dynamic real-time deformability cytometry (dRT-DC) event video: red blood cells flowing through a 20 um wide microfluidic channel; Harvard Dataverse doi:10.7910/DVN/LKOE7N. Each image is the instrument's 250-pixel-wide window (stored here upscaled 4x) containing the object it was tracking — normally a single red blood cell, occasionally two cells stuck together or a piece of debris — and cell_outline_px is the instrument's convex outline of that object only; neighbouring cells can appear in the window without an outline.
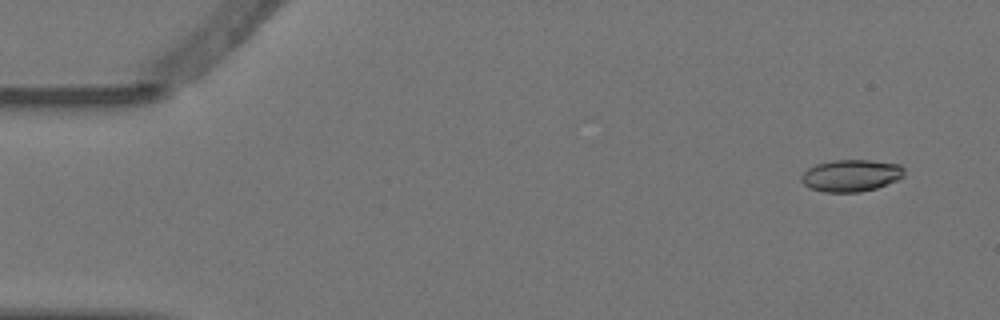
{"species": "Egyptian fruit bat (a non-hibernating species)", "species_latin": "Rousettus aegyptiacus", "temperature_condition": "warm", "stored_images_in_passage": 8, "camera_frame_rate_fps": 3000, "um_per_image_px": 0.085, "animal": {"sex": "female"}, "frame": {"image": 1, "passage_image": 1, "time_ms": 0.0, "image_size_px": [1000, 320], "cell_outline_px": [[904, 176], [900, 180], [876, 188], [860, 192], [824, 192], [808, 188], [800, 180], [800, 176], [808, 168], [816, 164], [832, 160], [872, 160], [900, 164], [904, 168]], "centroid_in_image_um": [72.35, 14.92], "position_along_channel_um": 12.6, "area_um2": 19.48}}
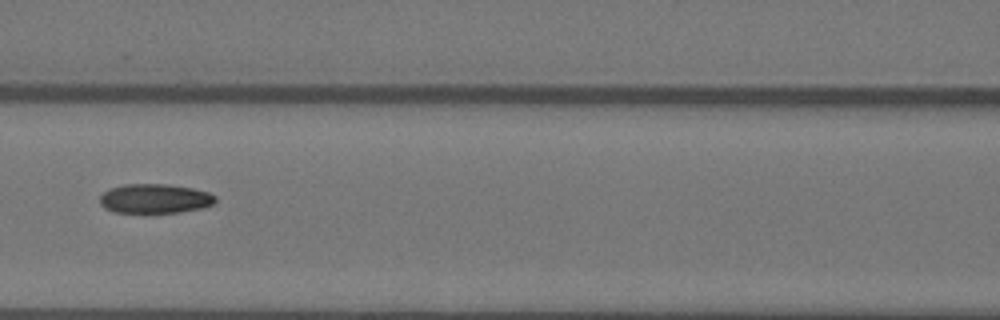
{"frame": {"image": 2, "passage_image": 7, "time_ms": 2.0, "image_size_px": [1000, 320], "cell_outline_px": [[216, 200], [212, 204], [204, 208], [180, 212], [144, 216], [112, 212], [104, 208], [100, 204], [100, 196], [108, 188], [124, 184], [168, 184], [192, 188], [208, 192], [216, 196]], "centroid_in_image_um": [13.11, 16.93], "position_along_channel_um": 153.5, "area_um2": 20.87}}
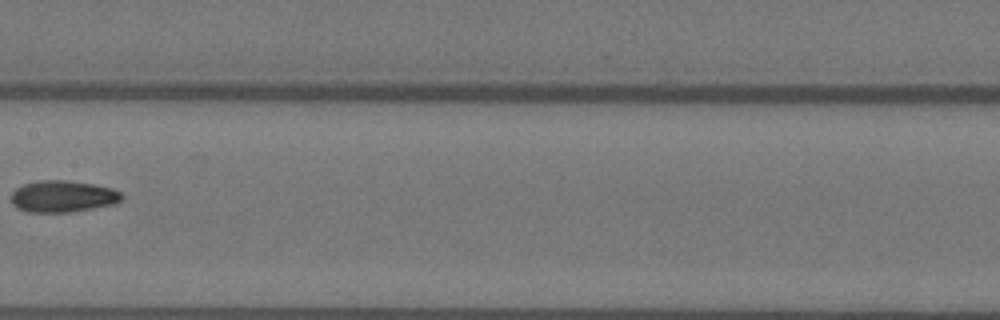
{"frame": {"image": 3, "passage_image": 8, "time_ms": 2.333, "image_size_px": [1000, 320], "cell_outline_px": [[124, 196], [120, 200], [112, 204], [72, 212], [28, 212], [16, 208], [12, 204], [12, 192], [16, 188], [24, 184], [40, 180], [64, 180], [92, 184], [112, 188], [120, 192]], "centroid_in_image_um": [5.31, 16.69], "position_along_channel_um": 202.1, "area_um2": 20.29}}